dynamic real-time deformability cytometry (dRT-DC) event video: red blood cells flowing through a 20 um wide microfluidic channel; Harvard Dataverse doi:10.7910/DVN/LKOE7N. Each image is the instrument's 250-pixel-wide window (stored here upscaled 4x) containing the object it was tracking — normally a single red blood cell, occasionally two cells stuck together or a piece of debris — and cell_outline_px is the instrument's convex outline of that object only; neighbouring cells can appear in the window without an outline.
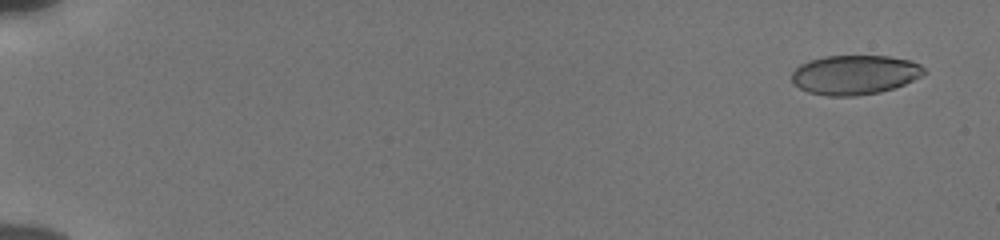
{"species": "human", "species_latin": "Homo sapiens", "temperature_condition": "cold", "stored_images_in_passage": 55, "camera_frame_rate_fps": 3000, "um_per_image_px": 0.085, "donor": {"sex": "male"}, "frame": {"image": 1, "passage_image": 3, "time_ms": 0.667, "image_size_px": [1000, 240], "cell_outline_px": [[928, 72], [904, 84], [880, 92], [856, 96], [828, 96], [808, 92], [792, 84], [792, 72], [800, 64], [808, 60], [824, 56], [888, 56], [908, 60], [920, 64]], "centroid_in_image_um": [72.62, 6.35], "position_along_channel_um": 12.4, "area_um2": 30.46}}
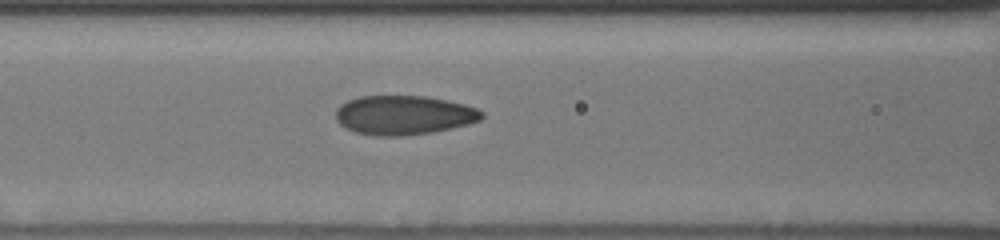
{"frame": {"image": 2, "passage_image": 26, "time_ms": 8.333, "image_size_px": [1000, 240], "cell_outline_px": [[484, 116], [480, 120], [468, 124], [452, 128], [432, 132], [400, 136], [376, 136], [356, 132], [344, 128], [336, 120], [336, 108], [340, 104], [348, 100], [360, 96], [428, 96], [448, 100], [464, 104], [476, 108], [484, 112]], "centroid_in_image_um": [34.32, 9.78], "position_along_channel_um": 132.3, "area_um2": 33.58}}
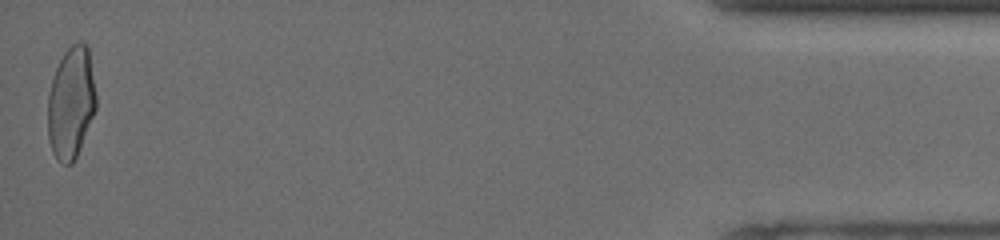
{"frame": {"image": 3, "passage_image": 55, "time_ms": 18.0, "image_size_px": [1000, 240], "cell_outline_px": [[96, 108], [76, 156], [72, 164], [60, 164], [56, 160], [52, 152], [48, 140], [48, 92], [56, 68], [64, 52], [72, 44], [80, 40], [88, 44], [96, 96]], "centroid_in_image_um": [6.03, 8.73], "position_along_channel_um": 429.2, "area_um2": 31.56}, "authors_computed_cell_mechanics": {"area_um2": 31.79, "velocity_mm_per_s": 3.8626, "shape_relaxation_time_tau1_ms": 5.1205, "shape_relaxation_time_tau2_ms": 1.1462, "deformation_change_tau1": 0.1589, "deformation_change_tau2": 0.056}}